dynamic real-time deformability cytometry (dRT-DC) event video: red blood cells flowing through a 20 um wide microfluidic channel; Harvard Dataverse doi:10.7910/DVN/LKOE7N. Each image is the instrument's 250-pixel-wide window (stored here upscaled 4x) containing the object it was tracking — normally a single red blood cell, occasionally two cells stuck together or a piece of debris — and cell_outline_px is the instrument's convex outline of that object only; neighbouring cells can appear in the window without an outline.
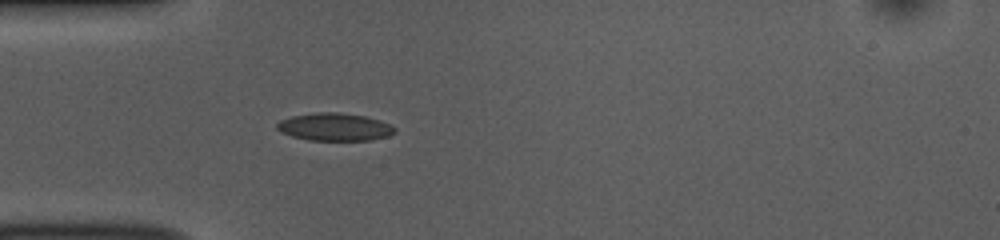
{"species": "common noctule bat (a hibernating species)", "species_latin": "Nyctalus noctula", "temperature_condition": "room temperature", "stored_images_in_passage": 39, "camera_frame_rate_fps": 3000, "um_per_image_px": 0.085, "animal": {"sex": "female", "body_mass_g": 10.0, "forearm_length_mm": 53.1}, "frame": {"image": 1, "passage_image": 1, "time_ms": 0.0, "image_size_px": [1000, 240], "cell_outline_px": [[396, 132], [388, 136], [368, 140], [308, 140], [292, 136], [276, 128], [276, 124], [280, 120], [292, 116], [316, 112], [340, 112], [364, 116], [380, 120], [396, 128]], "centroid_in_image_um": [28.45, 10.78], "position_along_channel_um": 56.6, "area_um2": 18.9}}
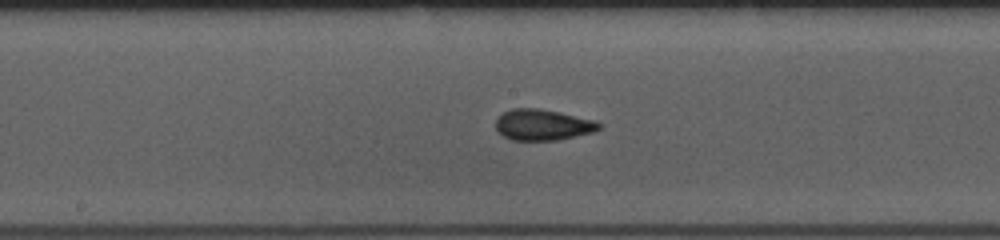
{"frame": {"image": 2, "passage_image": 13, "time_ms": 4.0, "image_size_px": [1000, 240], "cell_outline_px": [[600, 128], [592, 132], [556, 140], [512, 140], [504, 136], [496, 128], [496, 120], [504, 112], [512, 108], [536, 108], [596, 120], [600, 124]], "centroid_in_image_um": [46.12, 10.61], "position_along_channel_um": 202.1, "area_um2": 18.26}}
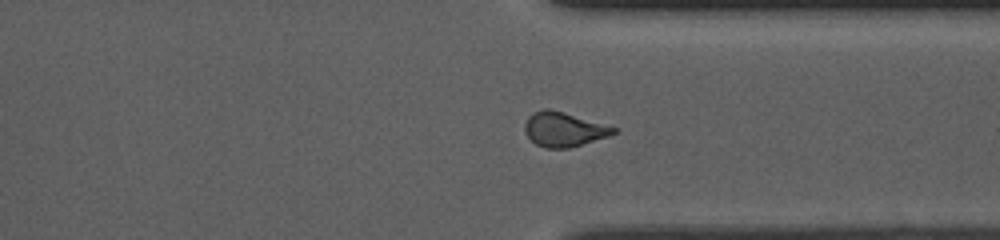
{"frame": {"image": 3, "passage_image": 26, "time_ms": 8.333, "image_size_px": [1000, 240], "cell_outline_px": [[616, 132], [608, 136], [568, 148], [544, 148], [536, 144], [524, 132], [524, 124], [528, 116], [532, 112], [544, 108], [548, 108], [564, 112], [616, 128]], "centroid_in_image_um": [47.86, 10.98], "position_along_channel_um": 363.5, "area_um2": 17.63}, "authors_computed_cell_mechanics": {"area_um2": 18.0336, "velocity_mm_per_s": 3.7349, "shape_relaxation_time_tau1_ms": 6.2706, "shape_relaxation_time_tau2_ms": 1.71, "deformation_change_tau1": 0.1388, "deformation_change_tau2": 0.0639}}